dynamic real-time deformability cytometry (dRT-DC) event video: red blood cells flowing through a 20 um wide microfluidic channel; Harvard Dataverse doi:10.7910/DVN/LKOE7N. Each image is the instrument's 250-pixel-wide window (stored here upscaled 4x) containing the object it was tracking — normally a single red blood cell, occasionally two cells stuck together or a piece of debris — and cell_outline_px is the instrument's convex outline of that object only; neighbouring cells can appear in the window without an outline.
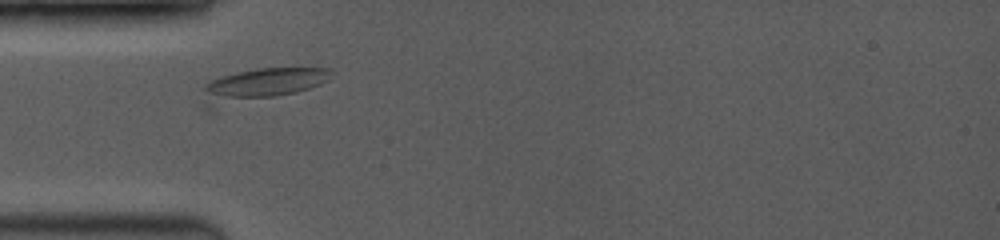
{"species": "common noctule bat (a hibernating species)", "species_latin": "Nyctalus noctula", "temperature_condition": "room temperature", "stored_images_in_passage": 24, "camera_frame_rate_fps": 3500, "um_per_image_px": 0.085, "animal": {"sex": "female", "body_mass_g": 19.0, "forearm_length_mm": 53.3}, "frame": {"image": 1, "passage_image": 2, "time_ms": 0.571, "image_size_px": [1000, 240], "cell_outline_px": [[332, 72], [328, 80], [320, 84], [296, 92], [216, 112], [204, 112], [204, 84], [208, 80], [220, 76], [236, 72], [256, 68], [332, 68]], "centroid_in_image_um": [22.02, 7.3], "position_along_channel_um": 63.0, "area_um2": 25.72}}
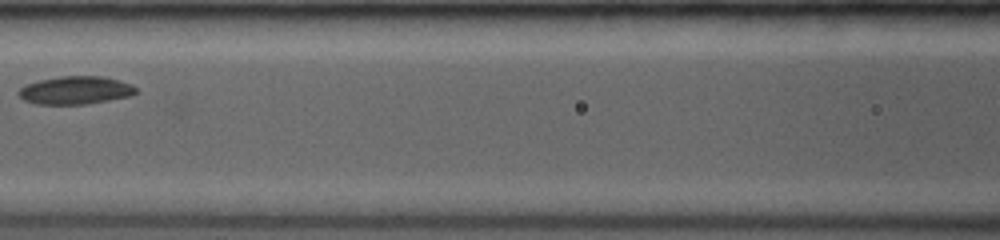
{"frame": {"image": 2, "passage_image": 8, "time_ms": 3.143, "image_size_px": [1000, 240], "cell_outline_px": [[140, 92], [132, 96], [88, 104], [36, 104], [24, 100], [16, 92], [20, 88], [28, 84], [40, 80], [60, 76], [100, 76], [120, 80], [132, 84]], "centroid_in_image_um": [6.47, 7.68], "position_along_channel_um": 160.1, "area_um2": 19.31}}
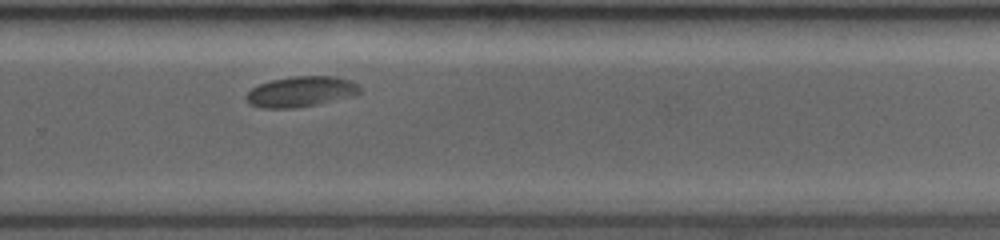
{"frame": {"image": 3, "passage_image": 24, "time_ms": 6.857, "image_size_px": [1000, 240], "cell_outline_px": [[360, 92], [356, 96], [316, 104], [292, 108], [264, 108], [252, 104], [244, 96], [252, 88], [260, 84], [272, 80], [292, 76], [336, 76], [348, 80], [356, 84], [360, 88]], "centroid_in_image_um": [25.6, 7.78], "position_along_channel_um": 304.2, "area_um2": 20.0}}